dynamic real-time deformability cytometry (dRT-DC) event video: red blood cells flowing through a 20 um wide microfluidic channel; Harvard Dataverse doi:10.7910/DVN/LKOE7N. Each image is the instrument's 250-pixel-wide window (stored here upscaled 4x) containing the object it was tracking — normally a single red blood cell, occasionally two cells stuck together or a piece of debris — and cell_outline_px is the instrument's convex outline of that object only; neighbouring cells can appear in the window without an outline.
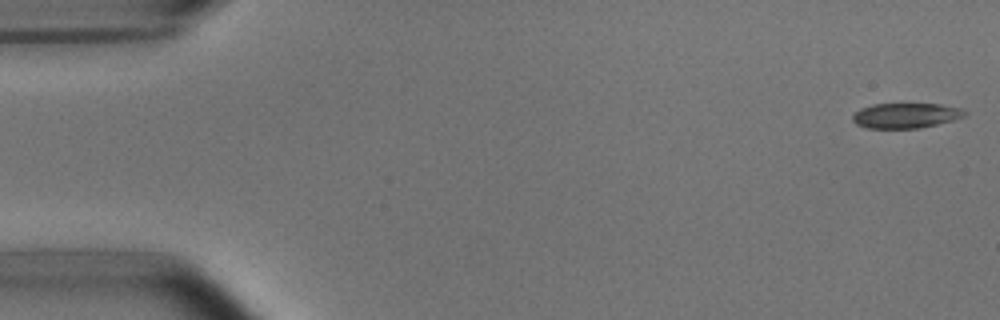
{"species": "common noctule bat (a hibernating species)", "species_latin": "Nyctalus noctula", "temperature_condition": "room temperature", "stored_images_in_passage": 12, "camera_frame_rate_fps": 3000, "um_per_image_px": 0.085, "animal": {"sex": "male", "body_mass_g": 15.6}, "frame": {"image": 1, "passage_image": 1, "time_ms": 0.0, "image_size_px": [1000, 320], "cell_outline_px": [[968, 112], [964, 116], [952, 120], [920, 128], [868, 128], [856, 124], [852, 120], [852, 116], [860, 108], [872, 104], [940, 104], [964, 108]], "centroid_in_image_um": [77.0, 9.81], "position_along_channel_um": 8.0, "area_um2": 16.42}}